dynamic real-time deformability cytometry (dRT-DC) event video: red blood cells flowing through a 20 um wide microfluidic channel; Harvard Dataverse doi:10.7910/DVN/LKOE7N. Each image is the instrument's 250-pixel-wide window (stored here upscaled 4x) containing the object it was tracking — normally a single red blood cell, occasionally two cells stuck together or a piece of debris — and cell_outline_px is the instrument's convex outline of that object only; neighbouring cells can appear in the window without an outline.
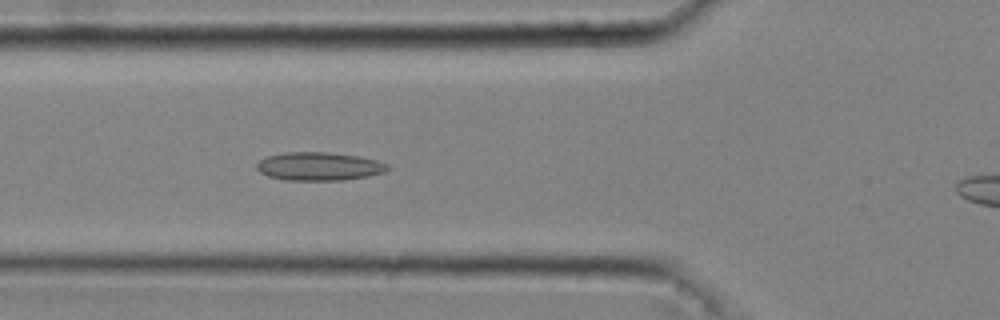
{"species": "common noctule bat (a hibernating species)", "species_latin": "Nyctalus noctula", "temperature_condition": "cold", "stored_images_in_passage": 41, "camera_frame_rate_fps": 3000, "um_per_image_px": 0.085, "animal": {"sex": "male", "body_mass_g": 20.4}, "frame": {"image": 1, "passage_image": 15, "time_ms": 4.667, "image_size_px": [1000, 320], "cell_outline_px": [[392, 168], [384, 172], [368, 176], [344, 180], [284, 180], [268, 176], [260, 172], [256, 168], [256, 164], [264, 156], [284, 152], [328, 152], [360, 156], [376, 160], [388, 164]], "centroid_in_image_um": [27.11, 14.13], "position_along_channel_um": 98.7, "area_um2": 21.85}}
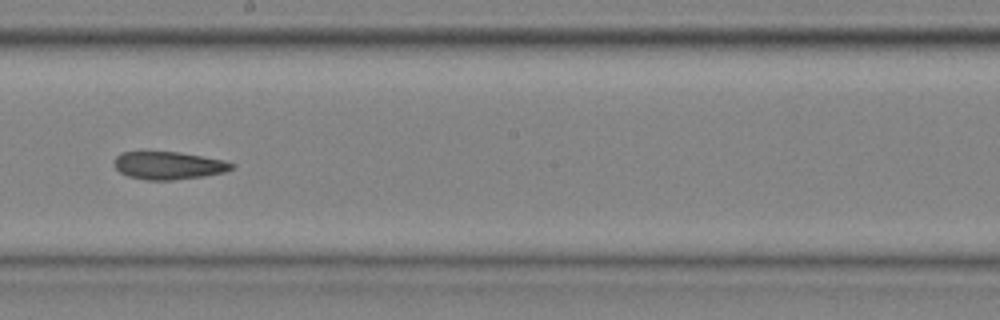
{"frame": {"image": 2, "passage_image": 25, "time_ms": 8.0, "image_size_px": [1000, 320], "cell_outline_px": [[236, 164], [232, 168], [224, 172], [204, 176], [172, 180], [148, 180], [128, 176], [120, 172], [116, 168], [116, 156], [120, 152], [180, 152], [224, 160]], "centroid_in_image_um": [14.35, 14.06], "position_along_channel_um": 233.8, "area_um2": 18.84}}
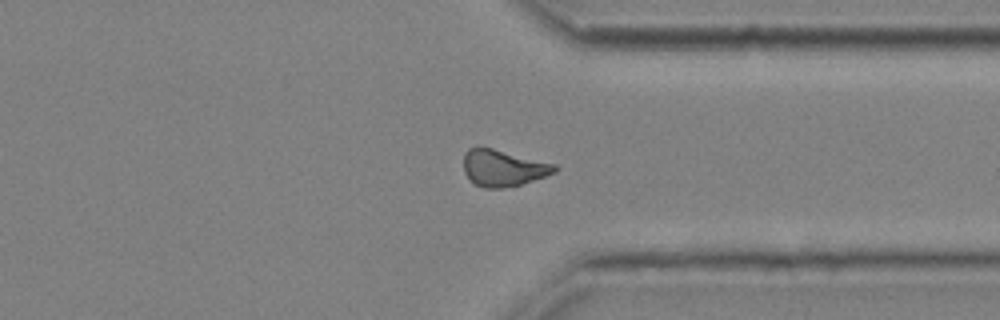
{"frame": {"image": 3, "passage_image": 35, "time_ms": 11.333, "image_size_px": [1000, 320], "cell_outline_px": [[560, 168], [556, 172], [520, 184], [500, 188], [484, 188], [476, 184], [464, 172], [464, 152], [468, 148], [476, 144], [556, 164]], "centroid_in_image_um": [42.75, 14.24], "position_along_channel_um": 368.7, "area_um2": 19.42}, "authors_computed_cell_mechanics": {"area_um2": 19.941, "velocity_mm_per_s": 4.0549, "shape_relaxation_time_tau1_ms": null, "shape_relaxation_time_tau2_ms": 10.2311, "deformation_change_tau1": null, "deformation_change_tau2": 0.1642}}